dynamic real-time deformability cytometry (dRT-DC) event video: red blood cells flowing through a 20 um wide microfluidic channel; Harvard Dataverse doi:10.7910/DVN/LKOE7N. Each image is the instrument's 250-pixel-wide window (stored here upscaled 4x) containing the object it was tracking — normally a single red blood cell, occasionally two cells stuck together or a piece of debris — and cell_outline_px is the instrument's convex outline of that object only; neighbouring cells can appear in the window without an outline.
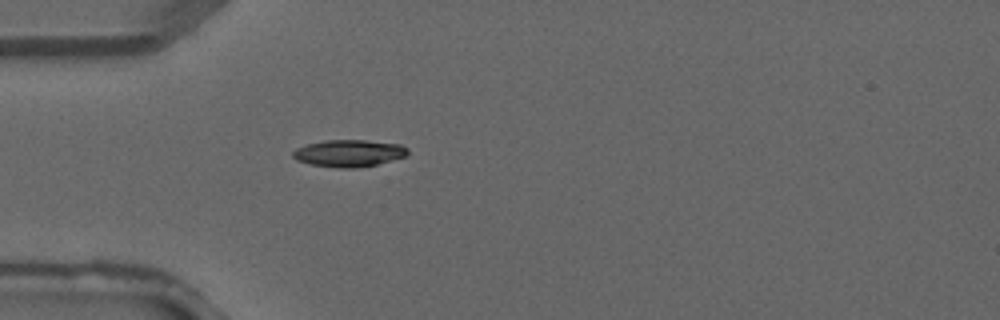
{"species": "common noctule bat (a hibernating species)", "species_latin": "Nyctalus noctula", "temperature_condition": "warm", "stored_images_in_passage": 4, "camera_frame_rate_fps": 3000, "um_per_image_px": 0.085, "animal": {"sex": "male", "forearm_length_mm": 52.5}, "frame": {"image": 1, "passage_image": 4, "time_ms": 1.0, "image_size_px": [1000, 320], "cell_outline_px": [[408, 156], [376, 164], [356, 168], [340, 168], [312, 164], [296, 160], [292, 156], [292, 152], [296, 148], [308, 144], [324, 140], [364, 140], [400, 144], [408, 148]], "centroid_in_image_um": [29.67, 13.02], "position_along_channel_um": 55.3, "area_um2": 18.03}}